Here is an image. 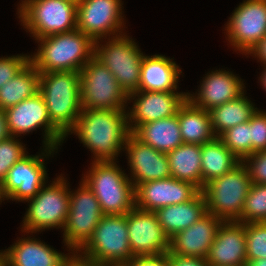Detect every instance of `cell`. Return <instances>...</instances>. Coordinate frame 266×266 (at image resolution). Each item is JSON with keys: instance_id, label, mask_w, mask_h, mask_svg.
I'll return each mask as SVG.
<instances>
[{"instance_id": "obj_39", "label": "cell", "mask_w": 266, "mask_h": 266, "mask_svg": "<svg viewBox=\"0 0 266 266\" xmlns=\"http://www.w3.org/2000/svg\"><path fill=\"white\" fill-rule=\"evenodd\" d=\"M125 266H169V253L158 255L134 256Z\"/></svg>"}, {"instance_id": "obj_12", "label": "cell", "mask_w": 266, "mask_h": 266, "mask_svg": "<svg viewBox=\"0 0 266 266\" xmlns=\"http://www.w3.org/2000/svg\"><path fill=\"white\" fill-rule=\"evenodd\" d=\"M58 149L43 147L38 155H25L8 171L0 185V200L25 202L33 198L48 183L45 158L54 157Z\"/></svg>"}, {"instance_id": "obj_44", "label": "cell", "mask_w": 266, "mask_h": 266, "mask_svg": "<svg viewBox=\"0 0 266 266\" xmlns=\"http://www.w3.org/2000/svg\"><path fill=\"white\" fill-rule=\"evenodd\" d=\"M263 71L261 73V76H259L260 86L266 91V66H263Z\"/></svg>"}, {"instance_id": "obj_30", "label": "cell", "mask_w": 266, "mask_h": 266, "mask_svg": "<svg viewBox=\"0 0 266 266\" xmlns=\"http://www.w3.org/2000/svg\"><path fill=\"white\" fill-rule=\"evenodd\" d=\"M246 91L234 100L212 108V129L216 137L226 130L249 121L258 109L254 103L245 95Z\"/></svg>"}, {"instance_id": "obj_41", "label": "cell", "mask_w": 266, "mask_h": 266, "mask_svg": "<svg viewBox=\"0 0 266 266\" xmlns=\"http://www.w3.org/2000/svg\"><path fill=\"white\" fill-rule=\"evenodd\" d=\"M248 56H254L258 62L266 66V35L249 51Z\"/></svg>"}, {"instance_id": "obj_47", "label": "cell", "mask_w": 266, "mask_h": 266, "mask_svg": "<svg viewBox=\"0 0 266 266\" xmlns=\"http://www.w3.org/2000/svg\"><path fill=\"white\" fill-rule=\"evenodd\" d=\"M107 266H125V265H107Z\"/></svg>"}, {"instance_id": "obj_45", "label": "cell", "mask_w": 266, "mask_h": 266, "mask_svg": "<svg viewBox=\"0 0 266 266\" xmlns=\"http://www.w3.org/2000/svg\"><path fill=\"white\" fill-rule=\"evenodd\" d=\"M246 266H266V258L251 261V262L247 263Z\"/></svg>"}, {"instance_id": "obj_1", "label": "cell", "mask_w": 266, "mask_h": 266, "mask_svg": "<svg viewBox=\"0 0 266 266\" xmlns=\"http://www.w3.org/2000/svg\"><path fill=\"white\" fill-rule=\"evenodd\" d=\"M126 110L82 109L66 137L76 135L93 154V162L117 161L131 134Z\"/></svg>"}, {"instance_id": "obj_33", "label": "cell", "mask_w": 266, "mask_h": 266, "mask_svg": "<svg viewBox=\"0 0 266 266\" xmlns=\"http://www.w3.org/2000/svg\"><path fill=\"white\" fill-rule=\"evenodd\" d=\"M218 138L241 161L253 154L249 121L226 130Z\"/></svg>"}, {"instance_id": "obj_5", "label": "cell", "mask_w": 266, "mask_h": 266, "mask_svg": "<svg viewBox=\"0 0 266 266\" xmlns=\"http://www.w3.org/2000/svg\"><path fill=\"white\" fill-rule=\"evenodd\" d=\"M64 174L47 183L28 203L21 231L34 234L65 227L70 206L69 183Z\"/></svg>"}, {"instance_id": "obj_24", "label": "cell", "mask_w": 266, "mask_h": 266, "mask_svg": "<svg viewBox=\"0 0 266 266\" xmlns=\"http://www.w3.org/2000/svg\"><path fill=\"white\" fill-rule=\"evenodd\" d=\"M173 58L165 55H145L142 60L138 91H177L182 70Z\"/></svg>"}, {"instance_id": "obj_2", "label": "cell", "mask_w": 266, "mask_h": 266, "mask_svg": "<svg viewBox=\"0 0 266 266\" xmlns=\"http://www.w3.org/2000/svg\"><path fill=\"white\" fill-rule=\"evenodd\" d=\"M34 40L39 47L30 62L39 72H80L94 54V41L78 29Z\"/></svg>"}, {"instance_id": "obj_35", "label": "cell", "mask_w": 266, "mask_h": 266, "mask_svg": "<svg viewBox=\"0 0 266 266\" xmlns=\"http://www.w3.org/2000/svg\"><path fill=\"white\" fill-rule=\"evenodd\" d=\"M27 154L26 146L18 137L10 136L0 140V185L5 180L9 169Z\"/></svg>"}, {"instance_id": "obj_31", "label": "cell", "mask_w": 266, "mask_h": 266, "mask_svg": "<svg viewBox=\"0 0 266 266\" xmlns=\"http://www.w3.org/2000/svg\"><path fill=\"white\" fill-rule=\"evenodd\" d=\"M40 72L29 62L0 87V109L6 110L39 92Z\"/></svg>"}, {"instance_id": "obj_46", "label": "cell", "mask_w": 266, "mask_h": 266, "mask_svg": "<svg viewBox=\"0 0 266 266\" xmlns=\"http://www.w3.org/2000/svg\"><path fill=\"white\" fill-rule=\"evenodd\" d=\"M3 263V250H0V266Z\"/></svg>"}, {"instance_id": "obj_11", "label": "cell", "mask_w": 266, "mask_h": 266, "mask_svg": "<svg viewBox=\"0 0 266 266\" xmlns=\"http://www.w3.org/2000/svg\"><path fill=\"white\" fill-rule=\"evenodd\" d=\"M79 73L82 109H127V94L112 72L94 56Z\"/></svg>"}, {"instance_id": "obj_9", "label": "cell", "mask_w": 266, "mask_h": 266, "mask_svg": "<svg viewBox=\"0 0 266 266\" xmlns=\"http://www.w3.org/2000/svg\"><path fill=\"white\" fill-rule=\"evenodd\" d=\"M251 184L242 162L221 177L209 181L201 190L206 200V212L223 222H239Z\"/></svg>"}, {"instance_id": "obj_17", "label": "cell", "mask_w": 266, "mask_h": 266, "mask_svg": "<svg viewBox=\"0 0 266 266\" xmlns=\"http://www.w3.org/2000/svg\"><path fill=\"white\" fill-rule=\"evenodd\" d=\"M127 228L133 256L158 255L169 252V238L155 212L136 206L127 213Z\"/></svg>"}, {"instance_id": "obj_29", "label": "cell", "mask_w": 266, "mask_h": 266, "mask_svg": "<svg viewBox=\"0 0 266 266\" xmlns=\"http://www.w3.org/2000/svg\"><path fill=\"white\" fill-rule=\"evenodd\" d=\"M240 162L218 137L201 145L202 189L206 183L221 177Z\"/></svg>"}, {"instance_id": "obj_10", "label": "cell", "mask_w": 266, "mask_h": 266, "mask_svg": "<svg viewBox=\"0 0 266 266\" xmlns=\"http://www.w3.org/2000/svg\"><path fill=\"white\" fill-rule=\"evenodd\" d=\"M70 206L63 232L66 250L77 253L92 237L103 217L99 201L93 191L81 179L79 188L70 191ZM71 250V251H70Z\"/></svg>"}, {"instance_id": "obj_16", "label": "cell", "mask_w": 266, "mask_h": 266, "mask_svg": "<svg viewBox=\"0 0 266 266\" xmlns=\"http://www.w3.org/2000/svg\"><path fill=\"white\" fill-rule=\"evenodd\" d=\"M187 92L135 91L127 95V103L133 105L126 110L131 133L140 125L158 119L172 117L186 101Z\"/></svg>"}, {"instance_id": "obj_36", "label": "cell", "mask_w": 266, "mask_h": 266, "mask_svg": "<svg viewBox=\"0 0 266 266\" xmlns=\"http://www.w3.org/2000/svg\"><path fill=\"white\" fill-rule=\"evenodd\" d=\"M253 153L266 150V111L259 108L249 120Z\"/></svg>"}, {"instance_id": "obj_38", "label": "cell", "mask_w": 266, "mask_h": 266, "mask_svg": "<svg viewBox=\"0 0 266 266\" xmlns=\"http://www.w3.org/2000/svg\"><path fill=\"white\" fill-rule=\"evenodd\" d=\"M241 162L247 168L252 184H266V150L248 155Z\"/></svg>"}, {"instance_id": "obj_37", "label": "cell", "mask_w": 266, "mask_h": 266, "mask_svg": "<svg viewBox=\"0 0 266 266\" xmlns=\"http://www.w3.org/2000/svg\"><path fill=\"white\" fill-rule=\"evenodd\" d=\"M30 62V54H17L0 58V87L18 74Z\"/></svg>"}, {"instance_id": "obj_34", "label": "cell", "mask_w": 266, "mask_h": 266, "mask_svg": "<svg viewBox=\"0 0 266 266\" xmlns=\"http://www.w3.org/2000/svg\"><path fill=\"white\" fill-rule=\"evenodd\" d=\"M247 263L266 258V222L245 224Z\"/></svg>"}, {"instance_id": "obj_22", "label": "cell", "mask_w": 266, "mask_h": 266, "mask_svg": "<svg viewBox=\"0 0 266 266\" xmlns=\"http://www.w3.org/2000/svg\"><path fill=\"white\" fill-rule=\"evenodd\" d=\"M22 236L3 250V262L7 266H64L74 252L62 253L40 239ZM29 236V237H28Z\"/></svg>"}, {"instance_id": "obj_6", "label": "cell", "mask_w": 266, "mask_h": 266, "mask_svg": "<svg viewBox=\"0 0 266 266\" xmlns=\"http://www.w3.org/2000/svg\"><path fill=\"white\" fill-rule=\"evenodd\" d=\"M77 254L99 266L124 265L132 259L127 214H104L92 237Z\"/></svg>"}, {"instance_id": "obj_18", "label": "cell", "mask_w": 266, "mask_h": 266, "mask_svg": "<svg viewBox=\"0 0 266 266\" xmlns=\"http://www.w3.org/2000/svg\"><path fill=\"white\" fill-rule=\"evenodd\" d=\"M199 192L194 184L172 177L152 180L135 187V206L155 212L169 205L188 202Z\"/></svg>"}, {"instance_id": "obj_14", "label": "cell", "mask_w": 266, "mask_h": 266, "mask_svg": "<svg viewBox=\"0 0 266 266\" xmlns=\"http://www.w3.org/2000/svg\"><path fill=\"white\" fill-rule=\"evenodd\" d=\"M224 31L235 52L247 56L266 35V0H243L232 12Z\"/></svg>"}, {"instance_id": "obj_42", "label": "cell", "mask_w": 266, "mask_h": 266, "mask_svg": "<svg viewBox=\"0 0 266 266\" xmlns=\"http://www.w3.org/2000/svg\"><path fill=\"white\" fill-rule=\"evenodd\" d=\"M64 266H99L74 253Z\"/></svg>"}, {"instance_id": "obj_32", "label": "cell", "mask_w": 266, "mask_h": 266, "mask_svg": "<svg viewBox=\"0 0 266 266\" xmlns=\"http://www.w3.org/2000/svg\"><path fill=\"white\" fill-rule=\"evenodd\" d=\"M239 222H266V184H251Z\"/></svg>"}, {"instance_id": "obj_4", "label": "cell", "mask_w": 266, "mask_h": 266, "mask_svg": "<svg viewBox=\"0 0 266 266\" xmlns=\"http://www.w3.org/2000/svg\"><path fill=\"white\" fill-rule=\"evenodd\" d=\"M119 161H92L82 180L93 191L103 214L125 215L135 207V187Z\"/></svg>"}, {"instance_id": "obj_28", "label": "cell", "mask_w": 266, "mask_h": 266, "mask_svg": "<svg viewBox=\"0 0 266 266\" xmlns=\"http://www.w3.org/2000/svg\"><path fill=\"white\" fill-rule=\"evenodd\" d=\"M166 155L171 177L192 183L201 191V145L182 143Z\"/></svg>"}, {"instance_id": "obj_3", "label": "cell", "mask_w": 266, "mask_h": 266, "mask_svg": "<svg viewBox=\"0 0 266 266\" xmlns=\"http://www.w3.org/2000/svg\"><path fill=\"white\" fill-rule=\"evenodd\" d=\"M39 92L44 98L51 122L66 136L82 111L80 73L40 72Z\"/></svg>"}, {"instance_id": "obj_26", "label": "cell", "mask_w": 266, "mask_h": 266, "mask_svg": "<svg viewBox=\"0 0 266 266\" xmlns=\"http://www.w3.org/2000/svg\"><path fill=\"white\" fill-rule=\"evenodd\" d=\"M132 134L142 143L164 153L183 143L177 114L142 124Z\"/></svg>"}, {"instance_id": "obj_23", "label": "cell", "mask_w": 266, "mask_h": 266, "mask_svg": "<svg viewBox=\"0 0 266 266\" xmlns=\"http://www.w3.org/2000/svg\"><path fill=\"white\" fill-rule=\"evenodd\" d=\"M223 221L206 212L187 229L169 239V254L206 258Z\"/></svg>"}, {"instance_id": "obj_20", "label": "cell", "mask_w": 266, "mask_h": 266, "mask_svg": "<svg viewBox=\"0 0 266 266\" xmlns=\"http://www.w3.org/2000/svg\"><path fill=\"white\" fill-rule=\"evenodd\" d=\"M243 82L239 76L229 70L209 71L198 86V92L193 94L187 92V99L194 106L210 111L242 95L246 88Z\"/></svg>"}, {"instance_id": "obj_7", "label": "cell", "mask_w": 266, "mask_h": 266, "mask_svg": "<svg viewBox=\"0 0 266 266\" xmlns=\"http://www.w3.org/2000/svg\"><path fill=\"white\" fill-rule=\"evenodd\" d=\"M17 15L34 39L77 29V2L72 0H21Z\"/></svg>"}, {"instance_id": "obj_13", "label": "cell", "mask_w": 266, "mask_h": 266, "mask_svg": "<svg viewBox=\"0 0 266 266\" xmlns=\"http://www.w3.org/2000/svg\"><path fill=\"white\" fill-rule=\"evenodd\" d=\"M5 113L11 136L27 135L42 127L43 147L52 149H59L66 139V136L51 122L40 92L6 109Z\"/></svg>"}, {"instance_id": "obj_27", "label": "cell", "mask_w": 266, "mask_h": 266, "mask_svg": "<svg viewBox=\"0 0 266 266\" xmlns=\"http://www.w3.org/2000/svg\"><path fill=\"white\" fill-rule=\"evenodd\" d=\"M177 115L183 143L203 145L216 138L209 111L194 106L186 99Z\"/></svg>"}, {"instance_id": "obj_43", "label": "cell", "mask_w": 266, "mask_h": 266, "mask_svg": "<svg viewBox=\"0 0 266 266\" xmlns=\"http://www.w3.org/2000/svg\"><path fill=\"white\" fill-rule=\"evenodd\" d=\"M10 136L5 110L0 109V140H4Z\"/></svg>"}, {"instance_id": "obj_25", "label": "cell", "mask_w": 266, "mask_h": 266, "mask_svg": "<svg viewBox=\"0 0 266 266\" xmlns=\"http://www.w3.org/2000/svg\"><path fill=\"white\" fill-rule=\"evenodd\" d=\"M205 213L206 200L202 191L188 202L169 205L155 211L156 217L169 239L194 224Z\"/></svg>"}, {"instance_id": "obj_21", "label": "cell", "mask_w": 266, "mask_h": 266, "mask_svg": "<svg viewBox=\"0 0 266 266\" xmlns=\"http://www.w3.org/2000/svg\"><path fill=\"white\" fill-rule=\"evenodd\" d=\"M205 260L214 266H246L245 224L222 222Z\"/></svg>"}, {"instance_id": "obj_40", "label": "cell", "mask_w": 266, "mask_h": 266, "mask_svg": "<svg viewBox=\"0 0 266 266\" xmlns=\"http://www.w3.org/2000/svg\"><path fill=\"white\" fill-rule=\"evenodd\" d=\"M169 266H209L204 258L169 254Z\"/></svg>"}, {"instance_id": "obj_8", "label": "cell", "mask_w": 266, "mask_h": 266, "mask_svg": "<svg viewBox=\"0 0 266 266\" xmlns=\"http://www.w3.org/2000/svg\"><path fill=\"white\" fill-rule=\"evenodd\" d=\"M93 56L112 72L127 95L138 91L144 54L137 42L127 36L126 31L121 35L105 38V41H94Z\"/></svg>"}, {"instance_id": "obj_15", "label": "cell", "mask_w": 266, "mask_h": 266, "mask_svg": "<svg viewBox=\"0 0 266 266\" xmlns=\"http://www.w3.org/2000/svg\"><path fill=\"white\" fill-rule=\"evenodd\" d=\"M122 5V0H80L77 3V29L93 41L125 33Z\"/></svg>"}, {"instance_id": "obj_19", "label": "cell", "mask_w": 266, "mask_h": 266, "mask_svg": "<svg viewBox=\"0 0 266 266\" xmlns=\"http://www.w3.org/2000/svg\"><path fill=\"white\" fill-rule=\"evenodd\" d=\"M124 152L131 172L128 178L134 187L143 182L171 177L166 153L142 143L132 133L127 138Z\"/></svg>"}]
</instances>
